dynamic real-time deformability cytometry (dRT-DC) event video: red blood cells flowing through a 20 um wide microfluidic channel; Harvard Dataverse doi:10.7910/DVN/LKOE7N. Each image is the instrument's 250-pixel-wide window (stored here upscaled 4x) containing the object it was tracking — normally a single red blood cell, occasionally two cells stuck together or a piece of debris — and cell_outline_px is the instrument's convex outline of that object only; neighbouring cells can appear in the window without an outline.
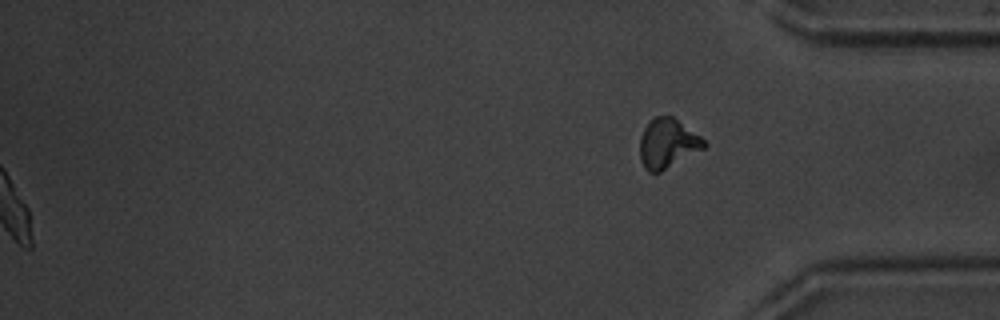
{"species": "common noctule bat (a hibernating species)", "species_latin": "Nyctalus noctula", "temperature_condition": "warm", "stored_images_in_passage": 48, "segment_of_instrument_passage": [2, 2], "camera_frame_rate_fps": 3000, "um_per_image_px": 0.085, "animal": {"sex": "male", "body_mass_g": 20.1, "forearm_length_mm": 53.5}, "frame": {"image": 1, "passage_image": 48, "time_ms": 15.667, "image_size_px": [1000, 320], "cell_outline_px": [[708, 144], [704, 148], [660, 172], [648, 172], [644, 168], [640, 160], [640, 136], [644, 128], [656, 116], [672, 116], [700, 136]], "centroid_in_image_um": [56.73, 12.2], "position_along_channel_um": 378.5, "area_um2": 18.26}}